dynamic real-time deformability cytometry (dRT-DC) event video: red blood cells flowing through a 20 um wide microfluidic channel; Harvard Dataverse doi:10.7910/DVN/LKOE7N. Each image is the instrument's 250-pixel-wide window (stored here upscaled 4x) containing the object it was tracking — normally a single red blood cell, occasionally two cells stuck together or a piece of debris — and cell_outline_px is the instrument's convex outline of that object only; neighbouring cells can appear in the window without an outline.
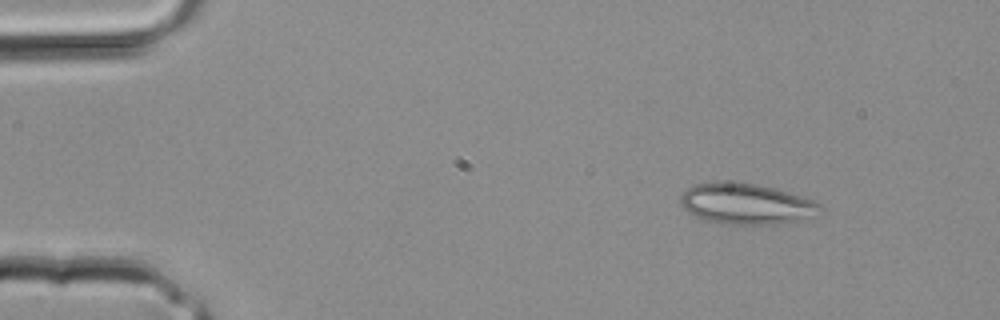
{"species": "common noctule bat (a hibernating species)", "species_latin": "Nyctalus noctula", "temperature_condition": "room temperature", "stored_images_in_passage": 2, "camera_frame_rate_fps": 3000, "um_per_image_px": 0.085, "animal": {"sex": "male", "body_mass_g": 20.4}, "frame": {"image": 1, "passage_image": 1, "time_ms": 0.0, "image_size_px": [1000, 320], "cell_outline_px": [[820, 204], [816, 216], [812, 220], [772, 224], [724, 224], [708, 220], [696, 216], [688, 212], [680, 204], [680, 196], [688, 188], [696, 184], [756, 184], [776, 188], [804, 196]], "centroid_in_image_um": [63.52, 17.37], "position_along_channel_um": 21.5, "area_um2": 32.71}}